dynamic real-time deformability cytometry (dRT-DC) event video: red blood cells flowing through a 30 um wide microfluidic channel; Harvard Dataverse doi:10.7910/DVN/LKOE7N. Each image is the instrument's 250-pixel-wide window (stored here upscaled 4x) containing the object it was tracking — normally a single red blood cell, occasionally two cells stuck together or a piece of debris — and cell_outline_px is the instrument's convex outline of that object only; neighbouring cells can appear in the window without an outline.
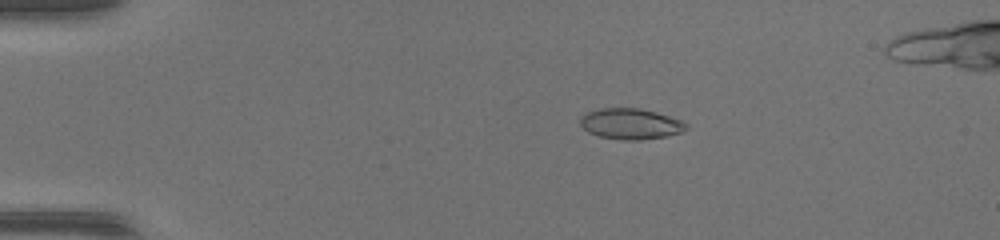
{"species": "common noctule bat (a hibernating species)", "species_latin": "Nyctalus noctula", "temperature_condition": "warm", "stored_images_in_passage": 50, "camera_frame_rate_fps": 3000, "um_per_image_px": 0.085, "animal": {"sex": "female", "body_mass_g": 17.0, "forearm_length_mm": 48.0}, "frame": {"image": 1, "passage_image": 11, "time_ms": 3.333, "image_size_px": [1000, 240], "cell_outline_px": [[688, 128], [684, 132], [664, 136], [640, 140], [624, 140], [600, 136], [588, 132], [580, 124], [580, 116], [588, 112], [600, 108], [640, 108], [656, 112], [680, 120], [688, 124]], "centroid_in_image_um": [53.61, 10.52], "position_along_channel_um": 31.4, "area_um2": 18.96}}
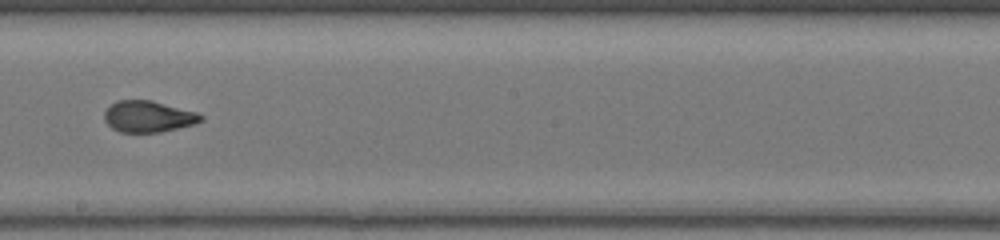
{"frame": {"image": 2, "passage_image": 30, "time_ms": 9.667, "image_size_px": [1000, 240], "cell_outline_px": [[204, 120], [196, 124], [160, 132], [120, 132], [112, 128], [104, 120], [104, 112], [116, 100], [152, 100], [196, 112], [204, 116]], "centroid_in_image_um": [12.62, 9.9], "position_along_channel_um": 235.6, "area_um2": 17.69}}
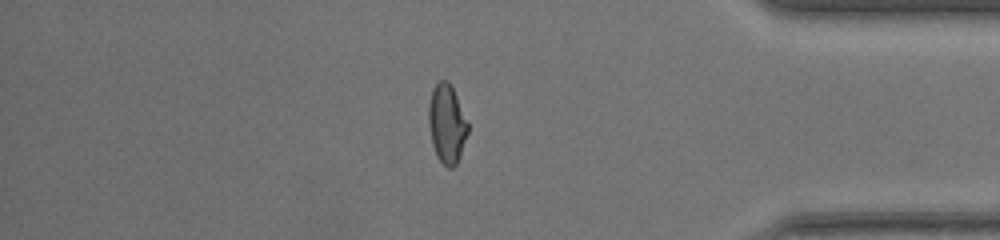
{"frame": {"image": 3, "passage_image": 43, "time_ms": 14.0, "image_size_px": [1000, 240], "cell_outline_px": [[468, 132], [460, 156], [456, 164], [452, 168], [448, 168], [436, 156], [432, 144], [428, 124], [428, 104], [432, 88], [440, 80], [448, 80], [452, 84], [468, 124]], "centroid_in_image_um": [37.97, 10.49], "position_along_channel_um": 397.2, "area_um2": 18.21}}